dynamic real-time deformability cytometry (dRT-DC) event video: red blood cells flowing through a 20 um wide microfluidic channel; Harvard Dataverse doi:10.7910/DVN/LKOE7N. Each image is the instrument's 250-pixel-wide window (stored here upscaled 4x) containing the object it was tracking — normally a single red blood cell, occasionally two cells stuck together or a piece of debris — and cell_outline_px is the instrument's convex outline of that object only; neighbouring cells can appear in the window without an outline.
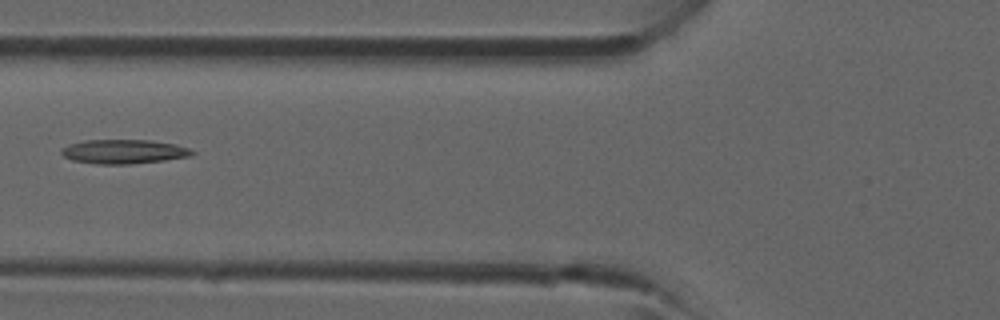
{"species": "common noctule bat (a hibernating species)", "species_latin": "Nyctalus noctula", "temperature_condition": "room temperature", "stored_images_in_passage": 6, "camera_frame_rate_fps": 3000, "um_per_image_px": 0.085, "animal": {"sex": "male", "forearm_length_mm": 52.5}, "frame": {"image": 1, "passage_image": 6, "time_ms": 6.667, "image_size_px": [1000, 320], "cell_outline_px": [[196, 152], [192, 156], [164, 160], [128, 164], [96, 164], [72, 160], [64, 156], [60, 152], [60, 148], [68, 144], [84, 140], [152, 140], [176, 144], [188, 148]], "centroid_in_image_um": [10.5, 12.88], "position_along_channel_um": 115.3, "area_um2": 18.55}}